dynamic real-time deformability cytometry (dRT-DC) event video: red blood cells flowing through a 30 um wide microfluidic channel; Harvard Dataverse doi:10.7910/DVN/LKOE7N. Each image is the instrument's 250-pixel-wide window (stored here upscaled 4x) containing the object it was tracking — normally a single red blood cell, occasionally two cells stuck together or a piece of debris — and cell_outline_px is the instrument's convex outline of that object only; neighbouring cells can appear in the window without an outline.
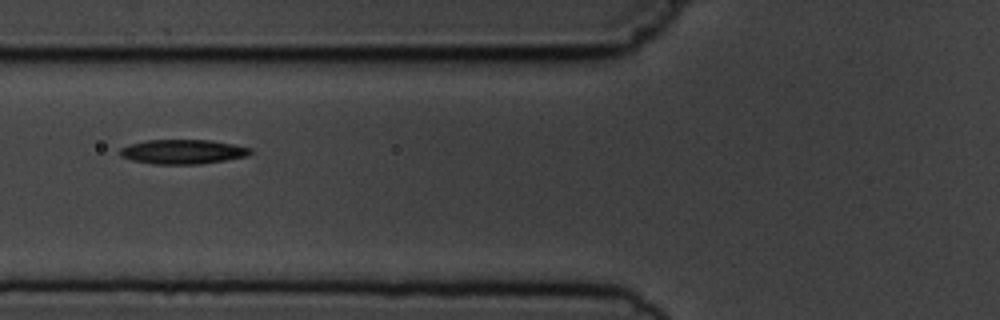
{"species": "common noctule bat (a hibernating species)", "species_latin": "Nyctalus noctula", "temperature_condition": "cold", "stored_images_in_passage": 4, "camera_frame_rate_fps": 3000, "um_per_image_px": 0.085, "animal": {"sex": "male", "body_mass_g": 19.5, "forearm_length_mm": 54.6}, "frame": {"image": 1, "passage_image": 2, "time_ms": 1.0, "image_size_px": [1000, 320], "cell_outline_px": [[252, 152], [248, 156], [200, 164], [152, 164], [132, 160], [120, 156], [120, 148], [132, 144], [148, 140], [208, 140], [232, 144], [252, 148]], "centroid_in_image_um": [15.55, 12.9], "position_along_channel_um": 110.3, "area_um2": 18.44}}
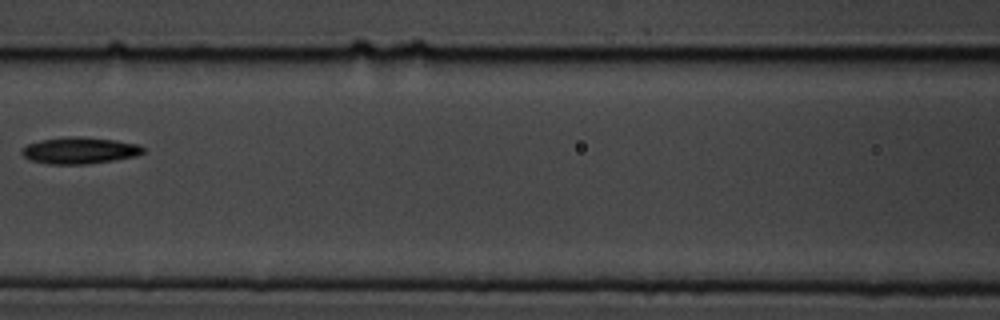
{"frame": {"image": 2, "passage_image": 3, "time_ms": 2.333, "image_size_px": [1000, 320], "cell_outline_px": [[144, 152], [136, 156], [88, 164], [48, 164], [32, 160], [24, 156], [20, 152], [20, 148], [28, 144], [40, 140], [68, 136], [72, 136], [116, 140], [140, 144], [144, 148]], "centroid_in_image_um": [6.76, 12.79], "position_along_channel_um": 159.8, "area_um2": 18.79}}
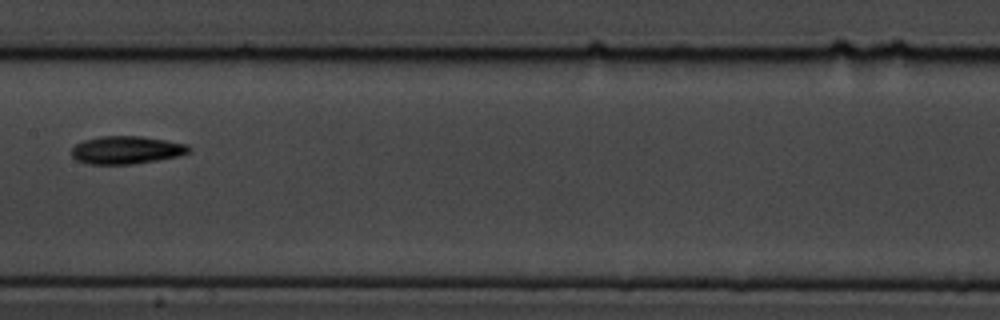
{"frame": {"image": 3, "passage_image": 4, "time_ms": 3.333, "image_size_px": [1000, 320], "cell_outline_px": [[192, 152], [176, 156], [156, 160], [132, 164], [84, 164], [76, 160], [72, 156], [72, 148], [76, 144], [84, 140], [100, 136], [140, 136], [168, 140], [188, 144], [192, 148]], "centroid_in_image_um": [10.76, 12.75], "position_along_channel_um": 196.6, "area_um2": 19.19}}